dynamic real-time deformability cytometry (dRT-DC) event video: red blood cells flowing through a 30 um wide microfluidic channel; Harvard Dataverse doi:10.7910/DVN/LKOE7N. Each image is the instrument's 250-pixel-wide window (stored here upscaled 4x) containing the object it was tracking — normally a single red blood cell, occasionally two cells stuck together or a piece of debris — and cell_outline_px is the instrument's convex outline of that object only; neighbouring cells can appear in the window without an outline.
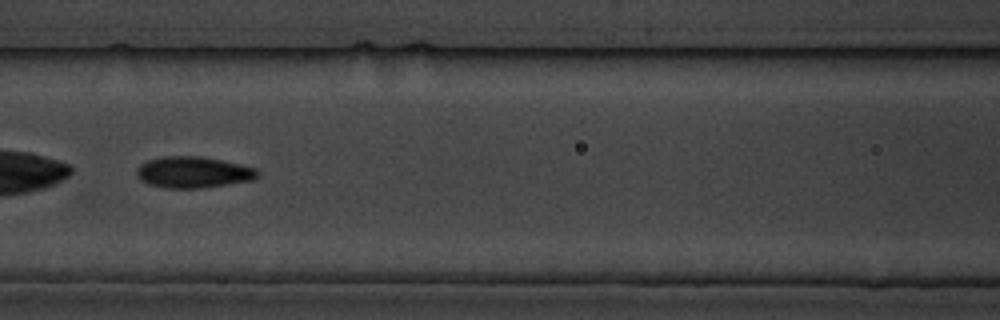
{"species": "common noctule bat (a hibernating species)", "species_latin": "Nyctalus noctula", "temperature_condition": "cold", "stored_images_in_passage": 5, "camera_frame_rate_fps": 3000, "um_per_image_px": 0.085, "animal": {"sex": "male", "body_mass_g": 19.5, "forearm_length_mm": 54.6}, "frame": {"image": 1, "passage_image": 5, "time_ms": 5.0, "image_size_px": [1000, 320], "cell_outline_px": [[260, 176], [252, 180], [204, 188], [164, 188], [148, 184], [140, 180], [136, 176], [136, 168], [140, 164], [148, 160], [164, 156], [204, 156], [240, 164], [256, 168], [260, 172]], "centroid_in_image_um": [16.42, 14.64], "position_along_channel_um": 150.2, "area_um2": 22.37}}